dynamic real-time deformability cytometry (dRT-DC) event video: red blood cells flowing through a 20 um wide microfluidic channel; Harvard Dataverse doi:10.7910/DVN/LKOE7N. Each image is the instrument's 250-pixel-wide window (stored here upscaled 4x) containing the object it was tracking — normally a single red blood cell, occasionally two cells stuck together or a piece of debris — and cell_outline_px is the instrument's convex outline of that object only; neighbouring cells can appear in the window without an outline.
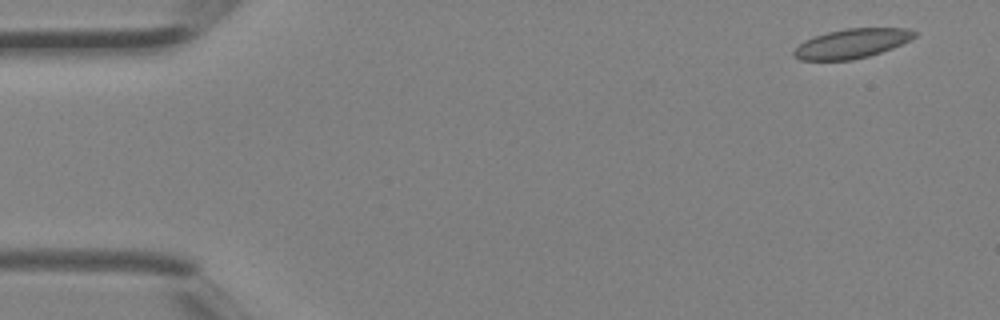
{"species": "Egyptian fruit bat (a non-hibernating species)", "species_latin": "Rousettus aegyptiacus", "temperature_condition": "room temperature", "stored_images_in_passage": 4, "segment_of_instrument_passage": [2, 2], "camera_frame_rate_fps": 3000, "um_per_image_px": 0.085, "animal": {"sex": "female"}, "frame": {"image": 1, "passage_image": 4, "time_ms": 1.0, "image_size_px": [1000, 320], "cell_outline_px": [[916, 36], [892, 48], [868, 56], [852, 60], [800, 60], [792, 56], [792, 52], [804, 40], [828, 32], [848, 28], [908, 28], [916, 32]], "centroid_in_image_um": [72.38, 3.7], "position_along_channel_um": 12.6, "area_um2": 20.46}}